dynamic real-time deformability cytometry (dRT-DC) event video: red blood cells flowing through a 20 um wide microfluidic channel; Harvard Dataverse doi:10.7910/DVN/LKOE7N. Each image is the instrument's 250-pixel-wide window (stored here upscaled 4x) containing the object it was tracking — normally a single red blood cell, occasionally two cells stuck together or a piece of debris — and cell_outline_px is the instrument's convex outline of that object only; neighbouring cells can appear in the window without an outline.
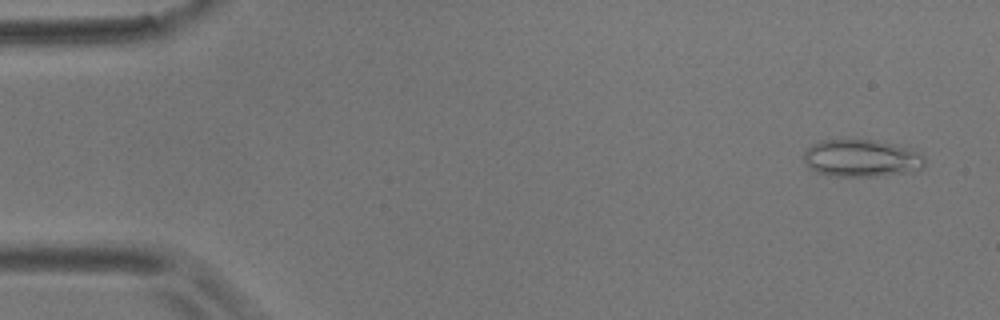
{"species": "common noctule bat (a hibernating species)", "species_latin": "Nyctalus noctula", "temperature_condition": "room temperature", "stored_images_in_passage": 55, "camera_frame_rate_fps": 3000, "um_per_image_px": 0.085, "animal": {"sex": "male", "body_mass_g": 17.9}, "frame": {"image": 1, "passage_image": 3, "time_ms": 0.667, "image_size_px": [1000, 320], "cell_outline_px": [[924, 164], [920, 168], [912, 172], [872, 176], [836, 176], [816, 172], [804, 160], [804, 152], [812, 144], [820, 140], [872, 140], [892, 144], [904, 148], [924, 156]], "centroid_in_image_um": [73.19, 13.45], "position_along_channel_um": 11.8, "area_um2": 25.72}}
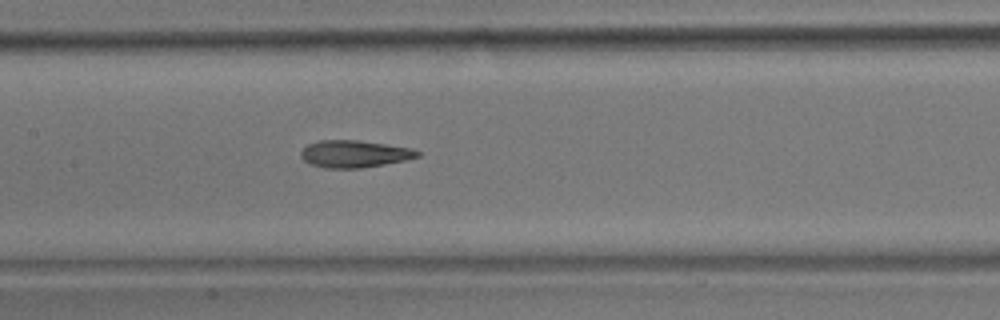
{"frame": {"image": 2, "passage_image": 26, "time_ms": 8.333, "image_size_px": [1000, 320], "cell_outline_px": [[420, 156], [408, 160], [360, 168], [324, 168], [308, 164], [300, 156], [300, 152], [308, 144], [320, 140], [356, 140], [412, 148], [420, 152]], "centroid_in_image_um": [30.11, 13.09], "position_along_channel_um": 177.3, "area_um2": 18.5}}
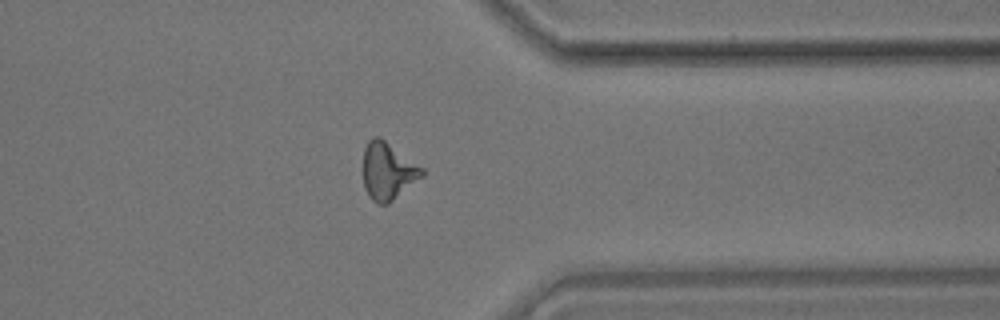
{"frame": {"image": 3, "passage_image": 43, "time_ms": 14.0, "image_size_px": [1000, 320], "cell_outline_px": [[424, 176], [388, 204], [380, 204], [372, 200], [368, 196], [364, 188], [364, 148], [368, 140], [372, 136], [380, 136], [424, 168]], "centroid_in_image_um": [32.98, 14.53], "position_along_channel_um": 378.4, "area_um2": 19.83}, "authors_computed_cell_mechanics": {"area_um2": 18.9584, "velocity_mm_per_s": 3.6732, "shape_relaxation_time_tau1_ms": null, "shape_relaxation_time_tau2_ms": 2.4647, "deformation_change_tau1": null, "deformation_change_tau2": 0.1194}}